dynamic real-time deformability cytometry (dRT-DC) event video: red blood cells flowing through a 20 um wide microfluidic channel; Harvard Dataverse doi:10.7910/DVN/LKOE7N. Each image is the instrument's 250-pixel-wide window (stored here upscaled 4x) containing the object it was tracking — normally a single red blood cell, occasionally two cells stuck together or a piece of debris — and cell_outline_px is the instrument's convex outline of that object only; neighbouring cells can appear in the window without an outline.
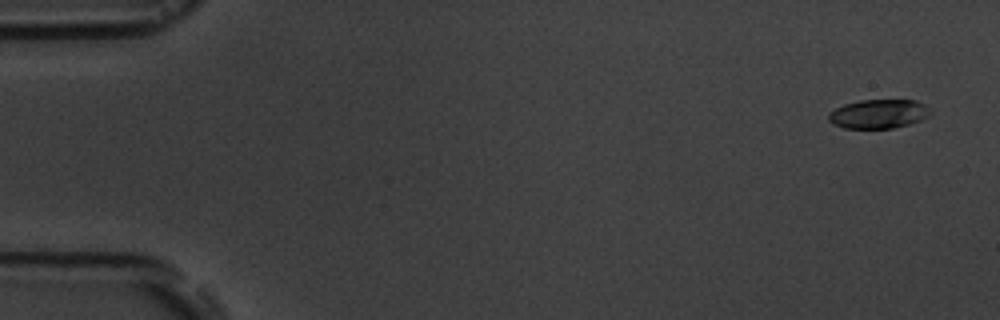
{"species": "common noctule bat (a hibernating species)", "species_latin": "Nyctalus noctula", "temperature_condition": "room temperature", "stored_images_in_passage": 5, "camera_frame_rate_fps": 3000, "um_per_image_px": 0.085, "animal": {"sex": "male", "body_mass_g": 19.5, "forearm_length_mm": 54.6}, "frame": {"image": 1, "passage_image": 1, "time_ms": 0.0, "image_size_px": [1000, 320], "cell_outline_px": [[932, 112], [928, 116], [920, 120], [908, 124], [892, 128], [844, 128], [832, 124], [828, 120], [828, 112], [844, 104], [860, 100], [916, 100], [924, 104]], "centroid_in_image_um": [74.65, 9.68], "position_along_channel_um": 10.4, "area_um2": 17.22}}
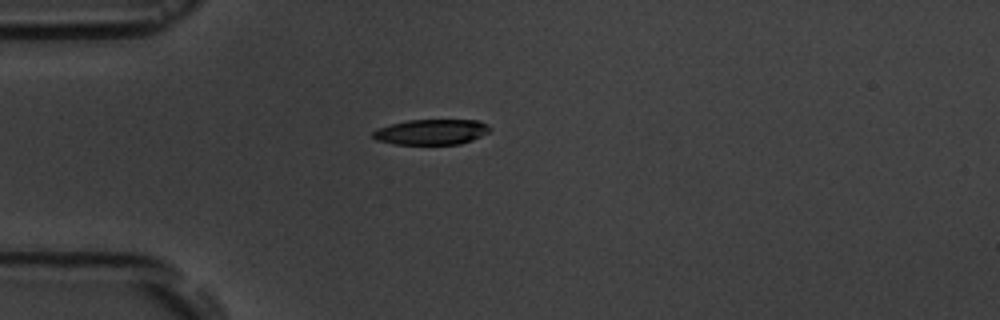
{"frame": {"image": 2, "passage_image": 5, "time_ms": 4.333, "image_size_px": [1000, 320], "cell_outline_px": [[492, 128], [488, 132], [472, 140], [460, 144], [392, 144], [376, 140], [372, 136], [372, 132], [376, 128], [408, 120], [476, 120], [488, 124]], "centroid_in_image_um": [36.65, 11.22], "position_along_channel_um": 48.3, "area_um2": 17.34}}